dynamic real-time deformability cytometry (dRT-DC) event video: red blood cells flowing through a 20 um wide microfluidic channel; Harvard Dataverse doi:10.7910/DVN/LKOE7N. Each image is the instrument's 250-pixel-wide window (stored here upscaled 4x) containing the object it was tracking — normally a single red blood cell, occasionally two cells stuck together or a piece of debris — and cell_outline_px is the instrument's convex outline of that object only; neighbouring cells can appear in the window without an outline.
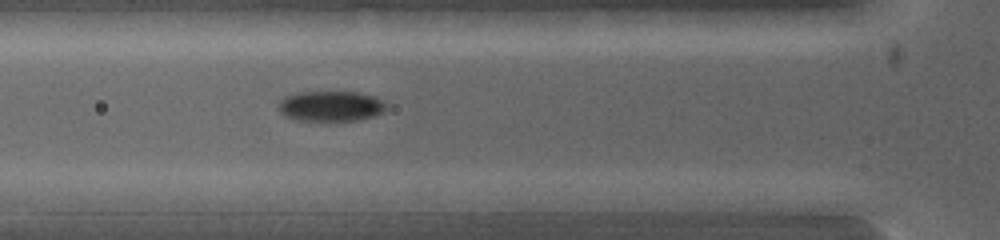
{"species": "common noctule bat (a hibernating species)", "species_latin": "Nyctalus noctula", "temperature_condition": "warm", "stored_images_in_passage": 7, "camera_frame_rate_fps": 5000, "um_per_image_px": 0.085, "animal": {"sex": "female", "body_mass_g": 19.0, "forearm_length_mm": 53.3}, "frame": {"image": 1, "passage_image": 6, "time_ms": 2.0, "image_size_px": [1000, 240], "cell_outline_px": [[384, 108], [380, 112], [372, 116], [356, 120], [324, 124], [320, 124], [296, 120], [284, 116], [280, 112], [280, 104], [288, 96], [304, 92], [356, 92], [372, 96], [380, 100], [384, 104]], "centroid_in_image_um": [28.07, 9.09], "position_along_channel_um": 97.7, "area_um2": 19.19}}